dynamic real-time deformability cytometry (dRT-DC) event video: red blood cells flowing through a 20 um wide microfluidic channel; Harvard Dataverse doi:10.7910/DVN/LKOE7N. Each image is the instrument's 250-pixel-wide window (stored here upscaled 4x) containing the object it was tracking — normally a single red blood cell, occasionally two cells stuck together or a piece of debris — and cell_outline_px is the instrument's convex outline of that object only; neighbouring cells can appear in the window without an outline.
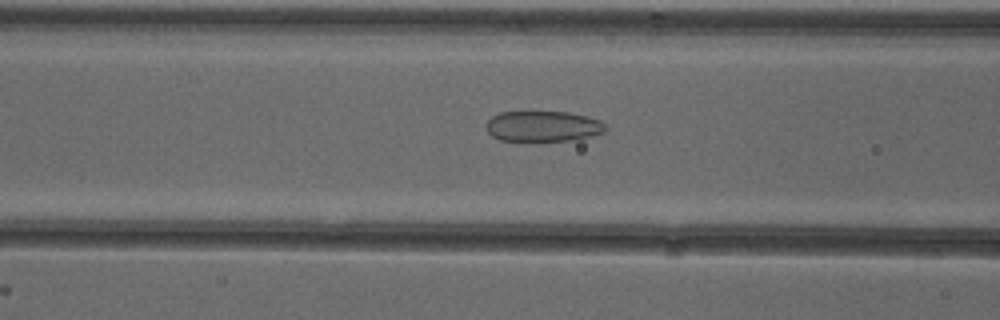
{"species": "common noctule bat (a hibernating species)", "species_latin": "Nyctalus noctula", "temperature_condition": "cold", "stored_images_in_passage": 16, "camera_frame_rate_fps": 3000, "um_per_image_px": 0.085, "animal": {"sex": "female"}, "frame": {"image": 1, "passage_image": 14, "time_ms": 4.333, "image_size_px": [1000, 320], "cell_outline_px": [[608, 128], [604, 132], [592, 136], [568, 140], [500, 140], [492, 136], [484, 128], [484, 124], [492, 116], [500, 112], [568, 112], [588, 116], [600, 120]], "centroid_in_image_um": [46.14, 10.72], "position_along_channel_um": 120.5, "area_um2": 21.27}}